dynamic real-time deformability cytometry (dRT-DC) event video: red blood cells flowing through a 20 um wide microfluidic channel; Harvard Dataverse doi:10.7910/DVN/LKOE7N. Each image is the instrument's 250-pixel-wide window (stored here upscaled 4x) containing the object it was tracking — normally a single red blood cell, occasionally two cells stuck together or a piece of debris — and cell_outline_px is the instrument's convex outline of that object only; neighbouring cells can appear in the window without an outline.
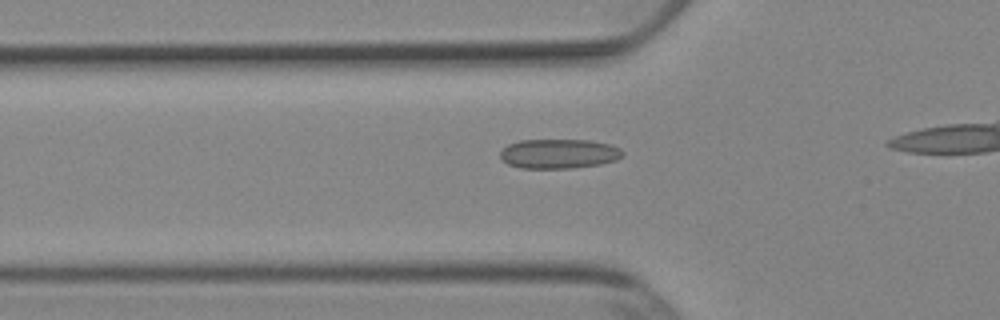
{"species": "Egyptian fruit bat (a non-hibernating species)", "species_latin": "Rousettus aegyptiacus", "temperature_condition": "cold", "stored_images_in_passage": 21, "camera_frame_rate_fps": 3000, "um_per_image_px": 0.085, "animal": {"sex": "female"}, "frame": {"image": 1, "passage_image": 6, "time_ms": 1.667, "image_size_px": [1000, 320], "cell_outline_px": [[624, 156], [616, 160], [600, 164], [572, 168], [520, 168], [508, 164], [500, 156], [500, 152], [508, 144], [520, 140], [588, 140], [612, 144], [620, 148], [624, 152]], "centroid_in_image_um": [47.54, 13.06], "position_along_channel_um": 78.3, "area_um2": 21.15}}
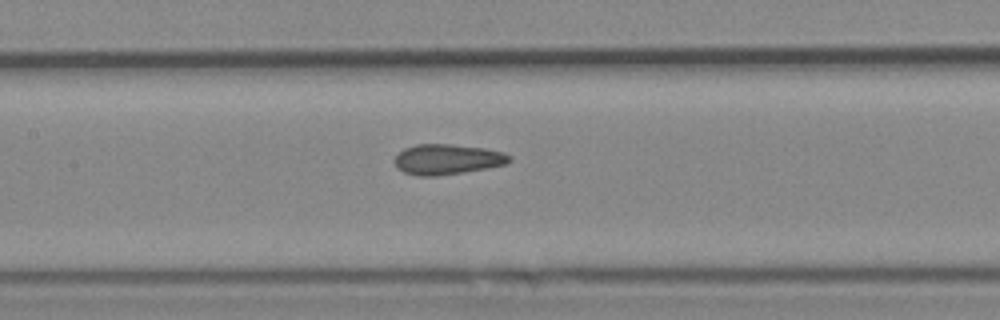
{"frame": {"image": 2, "passage_image": 13, "time_ms": 4.0, "image_size_px": [1000, 320], "cell_outline_px": [[512, 160], [504, 164], [484, 168], [436, 176], [420, 176], [404, 172], [396, 168], [396, 156], [404, 148], [416, 144], [452, 144], [484, 148], [504, 152], [512, 156]], "centroid_in_image_um": [38.02, 13.53], "position_along_channel_um": 169.4, "area_um2": 20.06}}
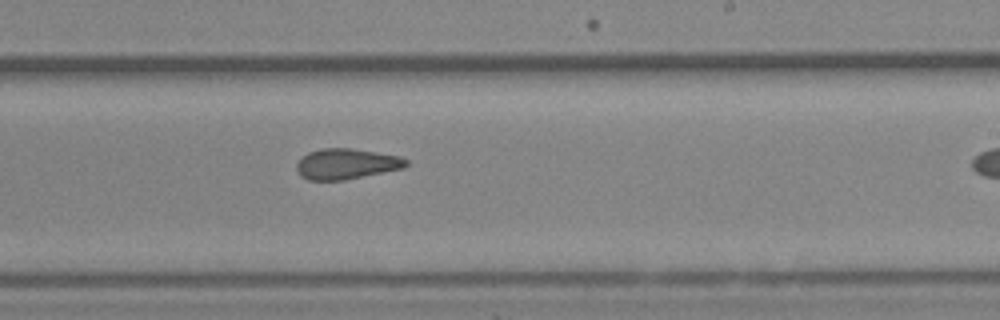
{"frame": {"image": 3, "passage_image": 20, "time_ms": 6.333, "image_size_px": [1000, 320], "cell_outline_px": [[408, 164], [404, 168], [344, 180], [308, 180], [300, 176], [296, 168], [296, 164], [308, 152], [320, 148], [352, 148], [400, 156], [408, 160]], "centroid_in_image_um": [29.44, 13.93], "position_along_channel_um": 259.6, "area_um2": 19.54}}